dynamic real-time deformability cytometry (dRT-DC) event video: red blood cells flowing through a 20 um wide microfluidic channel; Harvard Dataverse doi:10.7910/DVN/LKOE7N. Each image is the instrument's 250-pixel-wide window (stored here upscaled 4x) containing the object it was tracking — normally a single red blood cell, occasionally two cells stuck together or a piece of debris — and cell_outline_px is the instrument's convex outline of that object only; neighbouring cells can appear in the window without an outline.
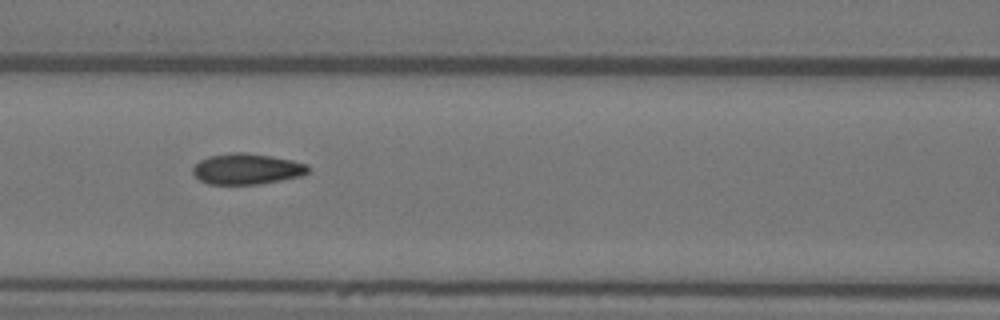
{"species": "Egyptian fruit bat (a non-hibernating species)", "species_latin": "Rousettus aegyptiacus", "temperature_condition": "warm", "stored_images_in_passage": 10, "camera_frame_rate_fps": 3000, "um_per_image_px": 0.085, "animal": {"sex": "female"}, "frame": {"image": 1, "passage_image": 7, "time_ms": 2.0, "image_size_px": [1000, 320], "cell_outline_px": [[308, 172], [300, 176], [260, 184], [208, 184], [200, 180], [192, 172], [192, 168], [200, 160], [212, 156], [232, 152], [244, 152], [272, 156], [292, 160], [308, 164]], "centroid_in_image_um": [20.98, 14.36], "position_along_channel_um": 145.6, "area_um2": 20.58}}
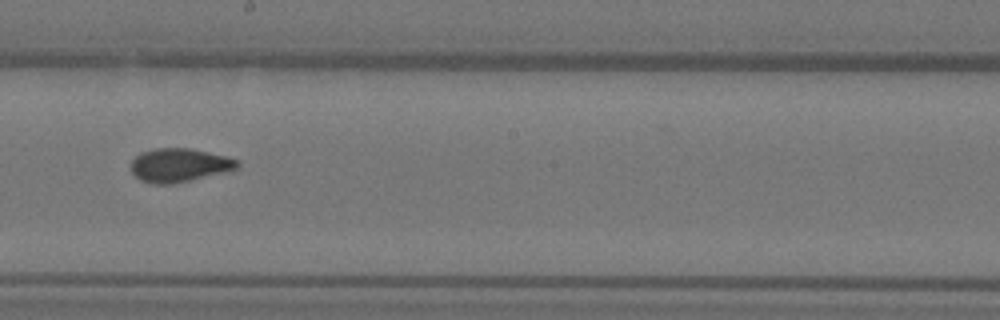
{"frame": {"image": 2, "passage_image": 9, "time_ms": 2.667, "image_size_px": [1000, 320], "cell_outline_px": [[240, 168], [224, 172], [172, 184], [152, 184], [140, 180], [132, 172], [132, 160], [140, 152], [152, 148], [192, 148], [228, 156], [240, 160]], "centroid_in_image_um": [15.27, 14.02], "position_along_channel_um": 232.9, "area_um2": 21.04}}
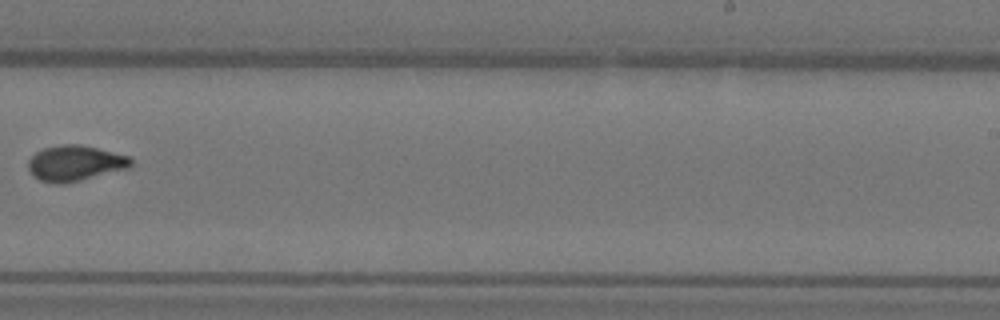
{"frame": {"image": 3, "passage_image": 10, "time_ms": 3.0, "image_size_px": [1000, 320], "cell_outline_px": [[132, 164], [128, 168], [64, 184], [56, 184], [40, 180], [32, 176], [28, 168], [28, 160], [36, 152], [44, 148], [64, 144], [80, 144], [132, 156]], "centroid_in_image_um": [6.38, 13.87], "position_along_channel_um": 282.6, "area_um2": 21.33}}